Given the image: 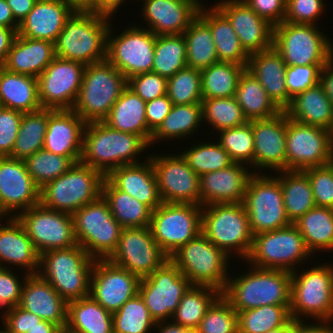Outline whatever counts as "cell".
<instances>
[{"mask_svg": "<svg viewBox=\"0 0 333 333\" xmlns=\"http://www.w3.org/2000/svg\"><path fill=\"white\" fill-rule=\"evenodd\" d=\"M149 147L139 135L115 130L103 121L90 122L84 128L81 162L106 177L118 167L141 163L137 157Z\"/></svg>", "mask_w": 333, "mask_h": 333, "instance_id": "obj_1", "label": "cell"}, {"mask_svg": "<svg viewBox=\"0 0 333 333\" xmlns=\"http://www.w3.org/2000/svg\"><path fill=\"white\" fill-rule=\"evenodd\" d=\"M248 270L237 277L229 275L227 285L221 292L236 312L264 305H290V271L252 268L251 265Z\"/></svg>", "mask_w": 333, "mask_h": 333, "instance_id": "obj_2", "label": "cell"}, {"mask_svg": "<svg viewBox=\"0 0 333 333\" xmlns=\"http://www.w3.org/2000/svg\"><path fill=\"white\" fill-rule=\"evenodd\" d=\"M110 17L100 12L76 10L55 42L56 56L85 66L106 60Z\"/></svg>", "mask_w": 333, "mask_h": 333, "instance_id": "obj_3", "label": "cell"}, {"mask_svg": "<svg viewBox=\"0 0 333 333\" xmlns=\"http://www.w3.org/2000/svg\"><path fill=\"white\" fill-rule=\"evenodd\" d=\"M95 259L80 246L40 254L38 274L67 302L90 295Z\"/></svg>", "mask_w": 333, "mask_h": 333, "instance_id": "obj_4", "label": "cell"}, {"mask_svg": "<svg viewBox=\"0 0 333 333\" xmlns=\"http://www.w3.org/2000/svg\"><path fill=\"white\" fill-rule=\"evenodd\" d=\"M291 273V319L306 321L310 317L317 322L332 323L333 265L321 263L305 269L303 273H299L298 269ZM304 316L307 318L304 319Z\"/></svg>", "mask_w": 333, "mask_h": 333, "instance_id": "obj_5", "label": "cell"}, {"mask_svg": "<svg viewBox=\"0 0 333 333\" xmlns=\"http://www.w3.org/2000/svg\"><path fill=\"white\" fill-rule=\"evenodd\" d=\"M127 87V79L107 60L87 65L73 111L86 123L103 121Z\"/></svg>", "mask_w": 333, "mask_h": 333, "instance_id": "obj_6", "label": "cell"}, {"mask_svg": "<svg viewBox=\"0 0 333 333\" xmlns=\"http://www.w3.org/2000/svg\"><path fill=\"white\" fill-rule=\"evenodd\" d=\"M202 233L230 257L245 260L250 253L253 234L243 203L202 206Z\"/></svg>", "mask_w": 333, "mask_h": 333, "instance_id": "obj_7", "label": "cell"}, {"mask_svg": "<svg viewBox=\"0 0 333 333\" xmlns=\"http://www.w3.org/2000/svg\"><path fill=\"white\" fill-rule=\"evenodd\" d=\"M222 249L201 232L173 253L169 260L192 285L210 286L222 292L229 278V260Z\"/></svg>", "mask_w": 333, "mask_h": 333, "instance_id": "obj_8", "label": "cell"}, {"mask_svg": "<svg viewBox=\"0 0 333 333\" xmlns=\"http://www.w3.org/2000/svg\"><path fill=\"white\" fill-rule=\"evenodd\" d=\"M104 178L98 170L77 162L66 173L40 188V204L72 215L101 195Z\"/></svg>", "mask_w": 333, "mask_h": 333, "instance_id": "obj_9", "label": "cell"}, {"mask_svg": "<svg viewBox=\"0 0 333 333\" xmlns=\"http://www.w3.org/2000/svg\"><path fill=\"white\" fill-rule=\"evenodd\" d=\"M72 216L77 244L91 258L107 260L116 249L123 229L112 216L107 201L100 195Z\"/></svg>", "mask_w": 333, "mask_h": 333, "instance_id": "obj_10", "label": "cell"}, {"mask_svg": "<svg viewBox=\"0 0 333 333\" xmlns=\"http://www.w3.org/2000/svg\"><path fill=\"white\" fill-rule=\"evenodd\" d=\"M311 255L303 236L292 223L277 230L253 235L252 247L245 261L256 268L293 272L297 264L313 258Z\"/></svg>", "mask_w": 333, "mask_h": 333, "instance_id": "obj_11", "label": "cell"}, {"mask_svg": "<svg viewBox=\"0 0 333 333\" xmlns=\"http://www.w3.org/2000/svg\"><path fill=\"white\" fill-rule=\"evenodd\" d=\"M273 47L287 66L327 64L333 58V42L317 25L283 21L274 26Z\"/></svg>", "mask_w": 333, "mask_h": 333, "instance_id": "obj_12", "label": "cell"}, {"mask_svg": "<svg viewBox=\"0 0 333 333\" xmlns=\"http://www.w3.org/2000/svg\"><path fill=\"white\" fill-rule=\"evenodd\" d=\"M149 228L158 246L170 257L202 232V206L162 202L152 211Z\"/></svg>", "mask_w": 333, "mask_h": 333, "instance_id": "obj_13", "label": "cell"}, {"mask_svg": "<svg viewBox=\"0 0 333 333\" xmlns=\"http://www.w3.org/2000/svg\"><path fill=\"white\" fill-rule=\"evenodd\" d=\"M243 204L253 235L292 224L286 216L280 181L274 175L254 173L248 181Z\"/></svg>", "mask_w": 333, "mask_h": 333, "instance_id": "obj_14", "label": "cell"}, {"mask_svg": "<svg viewBox=\"0 0 333 333\" xmlns=\"http://www.w3.org/2000/svg\"><path fill=\"white\" fill-rule=\"evenodd\" d=\"M128 27L116 35L111 24L106 47V60L127 80L139 74L152 72L156 43V35L149 29L142 28L141 25Z\"/></svg>", "mask_w": 333, "mask_h": 333, "instance_id": "obj_15", "label": "cell"}, {"mask_svg": "<svg viewBox=\"0 0 333 333\" xmlns=\"http://www.w3.org/2000/svg\"><path fill=\"white\" fill-rule=\"evenodd\" d=\"M192 286L179 269L167 260L151 275L141 278L138 293L154 321H168L182 296Z\"/></svg>", "mask_w": 333, "mask_h": 333, "instance_id": "obj_16", "label": "cell"}, {"mask_svg": "<svg viewBox=\"0 0 333 333\" xmlns=\"http://www.w3.org/2000/svg\"><path fill=\"white\" fill-rule=\"evenodd\" d=\"M332 162L329 130L302 124L287 116L286 170L304 171Z\"/></svg>", "mask_w": 333, "mask_h": 333, "instance_id": "obj_17", "label": "cell"}, {"mask_svg": "<svg viewBox=\"0 0 333 333\" xmlns=\"http://www.w3.org/2000/svg\"><path fill=\"white\" fill-rule=\"evenodd\" d=\"M27 235L40 254L53 249H66L77 245L71 214L33 206L17 215Z\"/></svg>", "mask_w": 333, "mask_h": 333, "instance_id": "obj_18", "label": "cell"}, {"mask_svg": "<svg viewBox=\"0 0 333 333\" xmlns=\"http://www.w3.org/2000/svg\"><path fill=\"white\" fill-rule=\"evenodd\" d=\"M107 260L141 279L151 275L169 257L158 246L148 226L122 229L118 245Z\"/></svg>", "mask_w": 333, "mask_h": 333, "instance_id": "obj_19", "label": "cell"}, {"mask_svg": "<svg viewBox=\"0 0 333 333\" xmlns=\"http://www.w3.org/2000/svg\"><path fill=\"white\" fill-rule=\"evenodd\" d=\"M86 66L59 57L37 77L42 109L71 110L78 98Z\"/></svg>", "mask_w": 333, "mask_h": 333, "instance_id": "obj_20", "label": "cell"}, {"mask_svg": "<svg viewBox=\"0 0 333 333\" xmlns=\"http://www.w3.org/2000/svg\"><path fill=\"white\" fill-rule=\"evenodd\" d=\"M149 158L162 202L200 205V177L190 169L180 151L168 155L154 153Z\"/></svg>", "mask_w": 333, "mask_h": 333, "instance_id": "obj_21", "label": "cell"}, {"mask_svg": "<svg viewBox=\"0 0 333 333\" xmlns=\"http://www.w3.org/2000/svg\"><path fill=\"white\" fill-rule=\"evenodd\" d=\"M140 278L108 260H95L90 296L104 309L114 313L138 293Z\"/></svg>", "mask_w": 333, "mask_h": 333, "instance_id": "obj_22", "label": "cell"}, {"mask_svg": "<svg viewBox=\"0 0 333 333\" xmlns=\"http://www.w3.org/2000/svg\"><path fill=\"white\" fill-rule=\"evenodd\" d=\"M286 130L285 111L272 118L252 120L254 164L250 168H255L253 173H261L258 171L265 168L274 172L286 170Z\"/></svg>", "mask_w": 333, "mask_h": 333, "instance_id": "obj_23", "label": "cell"}, {"mask_svg": "<svg viewBox=\"0 0 333 333\" xmlns=\"http://www.w3.org/2000/svg\"><path fill=\"white\" fill-rule=\"evenodd\" d=\"M214 5L228 18L249 55L273 47L274 26L258 16L243 0H221Z\"/></svg>", "mask_w": 333, "mask_h": 333, "instance_id": "obj_24", "label": "cell"}, {"mask_svg": "<svg viewBox=\"0 0 333 333\" xmlns=\"http://www.w3.org/2000/svg\"><path fill=\"white\" fill-rule=\"evenodd\" d=\"M0 196L14 217L40 204V187L31 178L24 161L0 157Z\"/></svg>", "mask_w": 333, "mask_h": 333, "instance_id": "obj_25", "label": "cell"}, {"mask_svg": "<svg viewBox=\"0 0 333 333\" xmlns=\"http://www.w3.org/2000/svg\"><path fill=\"white\" fill-rule=\"evenodd\" d=\"M146 27L156 36L179 35L198 16L201 0H142ZM201 1V2H200Z\"/></svg>", "mask_w": 333, "mask_h": 333, "instance_id": "obj_26", "label": "cell"}, {"mask_svg": "<svg viewBox=\"0 0 333 333\" xmlns=\"http://www.w3.org/2000/svg\"><path fill=\"white\" fill-rule=\"evenodd\" d=\"M253 174L248 165L234 162L227 168L201 175L200 205L243 203Z\"/></svg>", "mask_w": 333, "mask_h": 333, "instance_id": "obj_27", "label": "cell"}, {"mask_svg": "<svg viewBox=\"0 0 333 333\" xmlns=\"http://www.w3.org/2000/svg\"><path fill=\"white\" fill-rule=\"evenodd\" d=\"M86 122L71 110H51L43 149L80 162Z\"/></svg>", "mask_w": 333, "mask_h": 333, "instance_id": "obj_28", "label": "cell"}, {"mask_svg": "<svg viewBox=\"0 0 333 333\" xmlns=\"http://www.w3.org/2000/svg\"><path fill=\"white\" fill-rule=\"evenodd\" d=\"M75 11L66 0H37L20 23L17 34L55 44L66 21Z\"/></svg>", "mask_w": 333, "mask_h": 333, "instance_id": "obj_29", "label": "cell"}, {"mask_svg": "<svg viewBox=\"0 0 333 333\" xmlns=\"http://www.w3.org/2000/svg\"><path fill=\"white\" fill-rule=\"evenodd\" d=\"M19 306L42 320L66 327L68 302L39 274L27 275Z\"/></svg>", "mask_w": 333, "mask_h": 333, "instance_id": "obj_30", "label": "cell"}, {"mask_svg": "<svg viewBox=\"0 0 333 333\" xmlns=\"http://www.w3.org/2000/svg\"><path fill=\"white\" fill-rule=\"evenodd\" d=\"M106 178L119 190L146 204L152 211L162 204L156 175L150 158L137 164L123 165Z\"/></svg>", "mask_w": 333, "mask_h": 333, "instance_id": "obj_31", "label": "cell"}, {"mask_svg": "<svg viewBox=\"0 0 333 333\" xmlns=\"http://www.w3.org/2000/svg\"><path fill=\"white\" fill-rule=\"evenodd\" d=\"M286 68L281 54L274 47L250 54L246 67L282 111L292 100L285 83Z\"/></svg>", "mask_w": 333, "mask_h": 333, "instance_id": "obj_32", "label": "cell"}, {"mask_svg": "<svg viewBox=\"0 0 333 333\" xmlns=\"http://www.w3.org/2000/svg\"><path fill=\"white\" fill-rule=\"evenodd\" d=\"M39 259V253L17 217L0 223V267L18 265L25 274H38ZM5 263L10 265L5 266Z\"/></svg>", "mask_w": 333, "mask_h": 333, "instance_id": "obj_33", "label": "cell"}, {"mask_svg": "<svg viewBox=\"0 0 333 333\" xmlns=\"http://www.w3.org/2000/svg\"><path fill=\"white\" fill-rule=\"evenodd\" d=\"M55 57L54 43L16 34L6 61L1 66L9 72L37 78Z\"/></svg>", "mask_w": 333, "mask_h": 333, "instance_id": "obj_34", "label": "cell"}, {"mask_svg": "<svg viewBox=\"0 0 333 333\" xmlns=\"http://www.w3.org/2000/svg\"><path fill=\"white\" fill-rule=\"evenodd\" d=\"M202 4L198 16L209 26L219 62H232L247 67L249 54L241 46L232 24L215 6Z\"/></svg>", "mask_w": 333, "mask_h": 333, "instance_id": "obj_35", "label": "cell"}, {"mask_svg": "<svg viewBox=\"0 0 333 333\" xmlns=\"http://www.w3.org/2000/svg\"><path fill=\"white\" fill-rule=\"evenodd\" d=\"M284 111L290 119L302 124L327 130L333 124V104L320 83L295 95Z\"/></svg>", "mask_w": 333, "mask_h": 333, "instance_id": "obj_36", "label": "cell"}, {"mask_svg": "<svg viewBox=\"0 0 333 333\" xmlns=\"http://www.w3.org/2000/svg\"><path fill=\"white\" fill-rule=\"evenodd\" d=\"M145 107L146 102L127 86L103 122L115 130L141 136L150 146L153 133L148 129Z\"/></svg>", "mask_w": 333, "mask_h": 333, "instance_id": "obj_37", "label": "cell"}, {"mask_svg": "<svg viewBox=\"0 0 333 333\" xmlns=\"http://www.w3.org/2000/svg\"><path fill=\"white\" fill-rule=\"evenodd\" d=\"M0 106L21 113L42 109L37 78L12 73L0 66Z\"/></svg>", "mask_w": 333, "mask_h": 333, "instance_id": "obj_38", "label": "cell"}, {"mask_svg": "<svg viewBox=\"0 0 333 333\" xmlns=\"http://www.w3.org/2000/svg\"><path fill=\"white\" fill-rule=\"evenodd\" d=\"M101 195L107 201L115 220L124 228L148 227L152 210L131 195L117 189L106 177Z\"/></svg>", "mask_w": 333, "mask_h": 333, "instance_id": "obj_39", "label": "cell"}, {"mask_svg": "<svg viewBox=\"0 0 333 333\" xmlns=\"http://www.w3.org/2000/svg\"><path fill=\"white\" fill-rule=\"evenodd\" d=\"M234 98L248 121L272 118L282 112L247 69L239 78Z\"/></svg>", "mask_w": 333, "mask_h": 333, "instance_id": "obj_40", "label": "cell"}, {"mask_svg": "<svg viewBox=\"0 0 333 333\" xmlns=\"http://www.w3.org/2000/svg\"><path fill=\"white\" fill-rule=\"evenodd\" d=\"M66 327L77 333H113L112 313L90 295L69 301Z\"/></svg>", "mask_w": 333, "mask_h": 333, "instance_id": "obj_41", "label": "cell"}, {"mask_svg": "<svg viewBox=\"0 0 333 333\" xmlns=\"http://www.w3.org/2000/svg\"><path fill=\"white\" fill-rule=\"evenodd\" d=\"M275 173L281 184L286 216L293 223L316 206L309 178L305 171L299 170Z\"/></svg>", "mask_w": 333, "mask_h": 333, "instance_id": "obj_42", "label": "cell"}, {"mask_svg": "<svg viewBox=\"0 0 333 333\" xmlns=\"http://www.w3.org/2000/svg\"><path fill=\"white\" fill-rule=\"evenodd\" d=\"M294 226L303 236L307 248L316 251H333V209L315 206L299 217Z\"/></svg>", "mask_w": 333, "mask_h": 333, "instance_id": "obj_43", "label": "cell"}, {"mask_svg": "<svg viewBox=\"0 0 333 333\" xmlns=\"http://www.w3.org/2000/svg\"><path fill=\"white\" fill-rule=\"evenodd\" d=\"M202 103L173 105L159 128L152 134L150 147L161 140H174L194 135L202 125ZM189 135V136H188ZM165 138V139H164ZM168 139V140H167ZM160 140V141H159ZM152 144V146H151Z\"/></svg>", "mask_w": 333, "mask_h": 333, "instance_id": "obj_44", "label": "cell"}, {"mask_svg": "<svg viewBox=\"0 0 333 333\" xmlns=\"http://www.w3.org/2000/svg\"><path fill=\"white\" fill-rule=\"evenodd\" d=\"M183 36L186 41L187 67L201 71L219 62L211 30L199 16L191 22Z\"/></svg>", "mask_w": 333, "mask_h": 333, "instance_id": "obj_45", "label": "cell"}, {"mask_svg": "<svg viewBox=\"0 0 333 333\" xmlns=\"http://www.w3.org/2000/svg\"><path fill=\"white\" fill-rule=\"evenodd\" d=\"M220 295L221 292L214 287L192 285L182 296L171 321L196 330L209 307Z\"/></svg>", "mask_w": 333, "mask_h": 333, "instance_id": "obj_46", "label": "cell"}, {"mask_svg": "<svg viewBox=\"0 0 333 333\" xmlns=\"http://www.w3.org/2000/svg\"><path fill=\"white\" fill-rule=\"evenodd\" d=\"M49 118V109L23 113L18 136L9 157L25 161L43 149Z\"/></svg>", "mask_w": 333, "mask_h": 333, "instance_id": "obj_47", "label": "cell"}, {"mask_svg": "<svg viewBox=\"0 0 333 333\" xmlns=\"http://www.w3.org/2000/svg\"><path fill=\"white\" fill-rule=\"evenodd\" d=\"M245 69L241 64L218 62L201 70L203 98L233 97Z\"/></svg>", "mask_w": 333, "mask_h": 333, "instance_id": "obj_48", "label": "cell"}, {"mask_svg": "<svg viewBox=\"0 0 333 333\" xmlns=\"http://www.w3.org/2000/svg\"><path fill=\"white\" fill-rule=\"evenodd\" d=\"M238 333H265L280 327H289L292 321L290 305H264L239 311Z\"/></svg>", "mask_w": 333, "mask_h": 333, "instance_id": "obj_49", "label": "cell"}, {"mask_svg": "<svg viewBox=\"0 0 333 333\" xmlns=\"http://www.w3.org/2000/svg\"><path fill=\"white\" fill-rule=\"evenodd\" d=\"M186 67V41L183 34L156 36L152 72L169 79Z\"/></svg>", "mask_w": 333, "mask_h": 333, "instance_id": "obj_50", "label": "cell"}, {"mask_svg": "<svg viewBox=\"0 0 333 333\" xmlns=\"http://www.w3.org/2000/svg\"><path fill=\"white\" fill-rule=\"evenodd\" d=\"M112 317L113 333H151L156 325L139 293L112 313Z\"/></svg>", "mask_w": 333, "mask_h": 333, "instance_id": "obj_51", "label": "cell"}, {"mask_svg": "<svg viewBox=\"0 0 333 333\" xmlns=\"http://www.w3.org/2000/svg\"><path fill=\"white\" fill-rule=\"evenodd\" d=\"M211 142L201 141L180 153L190 169L199 177L208 172L227 168L234 163L218 141Z\"/></svg>", "mask_w": 333, "mask_h": 333, "instance_id": "obj_52", "label": "cell"}, {"mask_svg": "<svg viewBox=\"0 0 333 333\" xmlns=\"http://www.w3.org/2000/svg\"><path fill=\"white\" fill-rule=\"evenodd\" d=\"M201 103L203 122L210 124L213 130L219 132L248 122L234 96L203 98Z\"/></svg>", "mask_w": 333, "mask_h": 333, "instance_id": "obj_53", "label": "cell"}, {"mask_svg": "<svg viewBox=\"0 0 333 333\" xmlns=\"http://www.w3.org/2000/svg\"><path fill=\"white\" fill-rule=\"evenodd\" d=\"M24 162L31 178L40 188L66 173L75 164L69 157L44 149L32 154Z\"/></svg>", "mask_w": 333, "mask_h": 333, "instance_id": "obj_54", "label": "cell"}, {"mask_svg": "<svg viewBox=\"0 0 333 333\" xmlns=\"http://www.w3.org/2000/svg\"><path fill=\"white\" fill-rule=\"evenodd\" d=\"M218 134L220 136L218 142L234 162L246 164L249 167L254 164L252 121L234 128L221 130Z\"/></svg>", "mask_w": 333, "mask_h": 333, "instance_id": "obj_55", "label": "cell"}, {"mask_svg": "<svg viewBox=\"0 0 333 333\" xmlns=\"http://www.w3.org/2000/svg\"><path fill=\"white\" fill-rule=\"evenodd\" d=\"M167 96L173 105L201 103V71L186 67L167 82Z\"/></svg>", "mask_w": 333, "mask_h": 333, "instance_id": "obj_56", "label": "cell"}, {"mask_svg": "<svg viewBox=\"0 0 333 333\" xmlns=\"http://www.w3.org/2000/svg\"><path fill=\"white\" fill-rule=\"evenodd\" d=\"M196 333H238V314L220 295L207 310Z\"/></svg>", "mask_w": 333, "mask_h": 333, "instance_id": "obj_57", "label": "cell"}, {"mask_svg": "<svg viewBox=\"0 0 333 333\" xmlns=\"http://www.w3.org/2000/svg\"><path fill=\"white\" fill-rule=\"evenodd\" d=\"M304 171L312 187L315 205L333 209V162Z\"/></svg>", "mask_w": 333, "mask_h": 333, "instance_id": "obj_58", "label": "cell"}, {"mask_svg": "<svg viewBox=\"0 0 333 333\" xmlns=\"http://www.w3.org/2000/svg\"><path fill=\"white\" fill-rule=\"evenodd\" d=\"M325 65L287 66L285 83L288 94L293 98L298 93L320 83L321 70Z\"/></svg>", "mask_w": 333, "mask_h": 333, "instance_id": "obj_59", "label": "cell"}, {"mask_svg": "<svg viewBox=\"0 0 333 333\" xmlns=\"http://www.w3.org/2000/svg\"><path fill=\"white\" fill-rule=\"evenodd\" d=\"M323 0H286L284 21L292 24L317 25V19L324 13Z\"/></svg>", "mask_w": 333, "mask_h": 333, "instance_id": "obj_60", "label": "cell"}, {"mask_svg": "<svg viewBox=\"0 0 333 333\" xmlns=\"http://www.w3.org/2000/svg\"><path fill=\"white\" fill-rule=\"evenodd\" d=\"M11 270L8 267H0V308L5 307L2 309L3 316L1 315L3 320L11 308L19 305L24 281L28 275L24 274L22 283V279H19V275L16 274L17 272L13 273Z\"/></svg>", "mask_w": 333, "mask_h": 333, "instance_id": "obj_61", "label": "cell"}, {"mask_svg": "<svg viewBox=\"0 0 333 333\" xmlns=\"http://www.w3.org/2000/svg\"><path fill=\"white\" fill-rule=\"evenodd\" d=\"M168 79L157 73L146 72L127 80V86L145 102L167 94Z\"/></svg>", "mask_w": 333, "mask_h": 333, "instance_id": "obj_62", "label": "cell"}, {"mask_svg": "<svg viewBox=\"0 0 333 333\" xmlns=\"http://www.w3.org/2000/svg\"><path fill=\"white\" fill-rule=\"evenodd\" d=\"M23 113L0 106V157L10 156Z\"/></svg>", "mask_w": 333, "mask_h": 333, "instance_id": "obj_63", "label": "cell"}, {"mask_svg": "<svg viewBox=\"0 0 333 333\" xmlns=\"http://www.w3.org/2000/svg\"><path fill=\"white\" fill-rule=\"evenodd\" d=\"M3 328L7 333H27L42 321V319L19 305L13 307L8 312L6 318L2 320Z\"/></svg>", "mask_w": 333, "mask_h": 333, "instance_id": "obj_64", "label": "cell"}, {"mask_svg": "<svg viewBox=\"0 0 333 333\" xmlns=\"http://www.w3.org/2000/svg\"><path fill=\"white\" fill-rule=\"evenodd\" d=\"M258 16L276 26L284 21L286 0H243Z\"/></svg>", "mask_w": 333, "mask_h": 333, "instance_id": "obj_65", "label": "cell"}, {"mask_svg": "<svg viewBox=\"0 0 333 333\" xmlns=\"http://www.w3.org/2000/svg\"><path fill=\"white\" fill-rule=\"evenodd\" d=\"M173 104L167 94L146 102L145 115L148 129L154 133L170 113Z\"/></svg>", "mask_w": 333, "mask_h": 333, "instance_id": "obj_66", "label": "cell"}, {"mask_svg": "<svg viewBox=\"0 0 333 333\" xmlns=\"http://www.w3.org/2000/svg\"><path fill=\"white\" fill-rule=\"evenodd\" d=\"M289 333H333V324L325 321L310 324V322L292 320Z\"/></svg>", "mask_w": 333, "mask_h": 333, "instance_id": "obj_67", "label": "cell"}, {"mask_svg": "<svg viewBox=\"0 0 333 333\" xmlns=\"http://www.w3.org/2000/svg\"><path fill=\"white\" fill-rule=\"evenodd\" d=\"M11 7L14 19L20 24L32 10L37 0H6Z\"/></svg>", "mask_w": 333, "mask_h": 333, "instance_id": "obj_68", "label": "cell"}, {"mask_svg": "<svg viewBox=\"0 0 333 333\" xmlns=\"http://www.w3.org/2000/svg\"><path fill=\"white\" fill-rule=\"evenodd\" d=\"M16 34L13 29L0 26V66L6 61Z\"/></svg>", "mask_w": 333, "mask_h": 333, "instance_id": "obj_69", "label": "cell"}, {"mask_svg": "<svg viewBox=\"0 0 333 333\" xmlns=\"http://www.w3.org/2000/svg\"><path fill=\"white\" fill-rule=\"evenodd\" d=\"M320 84L333 104V58L322 68Z\"/></svg>", "mask_w": 333, "mask_h": 333, "instance_id": "obj_70", "label": "cell"}, {"mask_svg": "<svg viewBox=\"0 0 333 333\" xmlns=\"http://www.w3.org/2000/svg\"><path fill=\"white\" fill-rule=\"evenodd\" d=\"M19 25L14 19L11 7L7 4L6 0H0V26L13 29L18 33Z\"/></svg>", "mask_w": 333, "mask_h": 333, "instance_id": "obj_71", "label": "cell"}, {"mask_svg": "<svg viewBox=\"0 0 333 333\" xmlns=\"http://www.w3.org/2000/svg\"><path fill=\"white\" fill-rule=\"evenodd\" d=\"M126 0H96V12L104 13L110 16L116 14L120 5Z\"/></svg>", "mask_w": 333, "mask_h": 333, "instance_id": "obj_72", "label": "cell"}, {"mask_svg": "<svg viewBox=\"0 0 333 333\" xmlns=\"http://www.w3.org/2000/svg\"><path fill=\"white\" fill-rule=\"evenodd\" d=\"M158 333H196L194 329L186 328L180 326L176 323L170 321L157 322L155 328H157Z\"/></svg>", "mask_w": 333, "mask_h": 333, "instance_id": "obj_73", "label": "cell"}, {"mask_svg": "<svg viewBox=\"0 0 333 333\" xmlns=\"http://www.w3.org/2000/svg\"><path fill=\"white\" fill-rule=\"evenodd\" d=\"M60 327L52 322L42 320L27 333H57Z\"/></svg>", "mask_w": 333, "mask_h": 333, "instance_id": "obj_74", "label": "cell"}, {"mask_svg": "<svg viewBox=\"0 0 333 333\" xmlns=\"http://www.w3.org/2000/svg\"><path fill=\"white\" fill-rule=\"evenodd\" d=\"M75 10L95 11L96 0H66Z\"/></svg>", "mask_w": 333, "mask_h": 333, "instance_id": "obj_75", "label": "cell"}, {"mask_svg": "<svg viewBox=\"0 0 333 333\" xmlns=\"http://www.w3.org/2000/svg\"><path fill=\"white\" fill-rule=\"evenodd\" d=\"M4 217L6 218V220L7 219L10 220V219L14 218L13 214H10V212L6 209L4 203L1 199V196H0V222H2V220H4L3 219Z\"/></svg>", "mask_w": 333, "mask_h": 333, "instance_id": "obj_76", "label": "cell"}, {"mask_svg": "<svg viewBox=\"0 0 333 333\" xmlns=\"http://www.w3.org/2000/svg\"><path fill=\"white\" fill-rule=\"evenodd\" d=\"M265 333H289V327H280L277 329L269 330Z\"/></svg>", "mask_w": 333, "mask_h": 333, "instance_id": "obj_77", "label": "cell"}, {"mask_svg": "<svg viewBox=\"0 0 333 333\" xmlns=\"http://www.w3.org/2000/svg\"><path fill=\"white\" fill-rule=\"evenodd\" d=\"M57 333H77V332H74L70 329H68L67 327H63V328H60Z\"/></svg>", "mask_w": 333, "mask_h": 333, "instance_id": "obj_78", "label": "cell"}, {"mask_svg": "<svg viewBox=\"0 0 333 333\" xmlns=\"http://www.w3.org/2000/svg\"><path fill=\"white\" fill-rule=\"evenodd\" d=\"M329 132H330V140H331V145H332V150H333V124H332Z\"/></svg>", "mask_w": 333, "mask_h": 333, "instance_id": "obj_79", "label": "cell"}, {"mask_svg": "<svg viewBox=\"0 0 333 333\" xmlns=\"http://www.w3.org/2000/svg\"><path fill=\"white\" fill-rule=\"evenodd\" d=\"M0 333H7L4 329H0Z\"/></svg>", "mask_w": 333, "mask_h": 333, "instance_id": "obj_80", "label": "cell"}]
</instances>
